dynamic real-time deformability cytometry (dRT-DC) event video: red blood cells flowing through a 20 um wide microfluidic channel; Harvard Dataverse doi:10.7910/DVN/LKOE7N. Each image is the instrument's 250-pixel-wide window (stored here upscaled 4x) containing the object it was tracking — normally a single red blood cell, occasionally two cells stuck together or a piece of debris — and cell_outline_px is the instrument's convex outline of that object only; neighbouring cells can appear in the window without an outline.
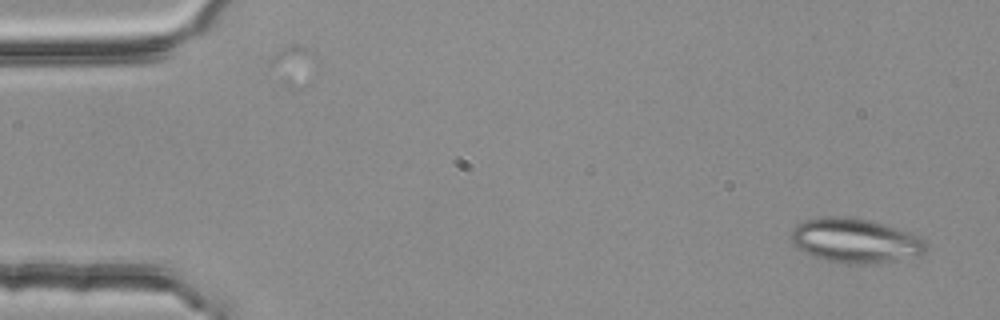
{"species": "common noctule bat (a hibernating species)", "species_latin": "Nyctalus noctula", "temperature_condition": "room temperature", "stored_images_in_passage": 53, "segment_of_instrument_passage": [1, 2], "camera_frame_rate_fps": 3000, "um_per_image_px": 0.085, "animal": {"sex": "female", "body_mass_g": 25.1}, "frame": {"image": 1, "passage_image": 3, "time_ms": 0.667, "image_size_px": [1000, 320], "cell_outline_px": [[928, 244], [924, 252], [920, 256], [872, 264], [840, 264], [824, 260], [812, 256], [796, 248], [792, 244], [792, 228], [796, 224], [804, 220], [820, 216], [848, 216], [868, 220], [884, 224], [908, 232], [924, 240]], "centroid_in_image_um": [72.65, 20.46], "position_along_channel_um": 12.3, "area_um2": 35.37}}